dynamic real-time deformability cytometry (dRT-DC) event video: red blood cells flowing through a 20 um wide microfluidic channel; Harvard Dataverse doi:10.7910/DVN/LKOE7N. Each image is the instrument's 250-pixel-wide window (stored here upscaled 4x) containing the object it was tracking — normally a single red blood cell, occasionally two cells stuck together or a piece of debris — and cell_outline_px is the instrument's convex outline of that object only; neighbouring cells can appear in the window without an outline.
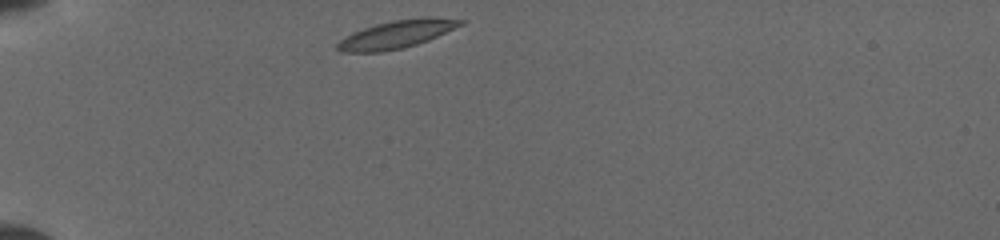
{"species": "common noctule bat (a hibernating species)", "species_latin": "Nyctalus noctula", "temperature_condition": "cold", "stored_images_in_passage": 30, "camera_frame_rate_fps": 3000, "um_per_image_px": 0.085, "animal": {"sex": "female", "body_mass_g": 19.5, "forearm_length_mm": 54.1}, "frame": {"image": 1, "passage_image": 1, "time_ms": 0.0, "image_size_px": [1000, 240], "cell_outline_px": [[468, 20], [464, 24], [428, 40], [404, 48], [380, 52], [340, 52], [336, 48], [336, 44], [344, 36], [352, 32], [376, 24], [392, 20], [428, 16], [432, 16]], "centroid_in_image_um": [33.73, 2.9], "position_along_channel_um": 51.3, "area_um2": 20.23}}
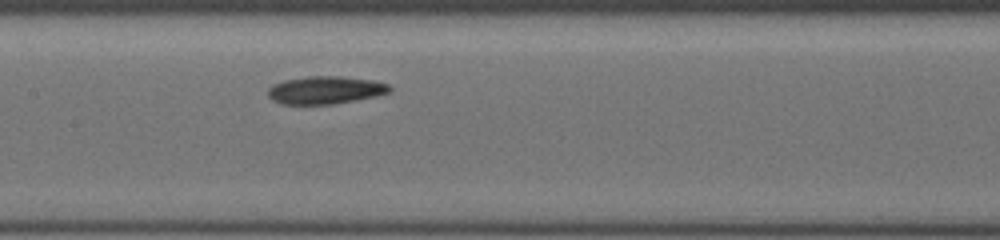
{"frame": {"image": 2, "passage_image": 16, "time_ms": 4.0, "image_size_px": [1000, 240], "cell_outline_px": [[392, 92], [376, 96], [332, 104], [280, 104], [272, 100], [268, 96], [268, 88], [272, 84], [284, 80], [308, 76], [340, 76], [372, 80], [388, 84], [392, 88]], "centroid_in_image_um": [27.64, 7.65], "position_along_channel_um": 179.8, "area_um2": 19.77}}
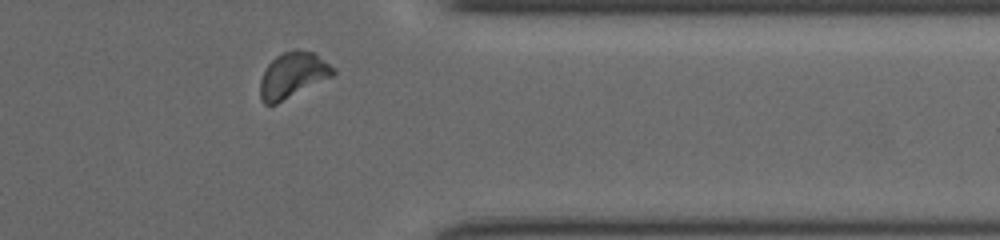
{"frame": {"image": 3, "passage_image": 27, "time_ms": 9.333, "image_size_px": [1000, 240], "cell_outline_px": [[336, 72], [332, 76], [276, 104], [264, 104], [260, 96], [260, 80], [268, 64], [276, 56], [284, 52], [296, 48], [312, 52], [336, 68]], "centroid_in_image_um": [24.88, 6.37], "position_along_channel_um": 386.5, "area_um2": 19.19}}